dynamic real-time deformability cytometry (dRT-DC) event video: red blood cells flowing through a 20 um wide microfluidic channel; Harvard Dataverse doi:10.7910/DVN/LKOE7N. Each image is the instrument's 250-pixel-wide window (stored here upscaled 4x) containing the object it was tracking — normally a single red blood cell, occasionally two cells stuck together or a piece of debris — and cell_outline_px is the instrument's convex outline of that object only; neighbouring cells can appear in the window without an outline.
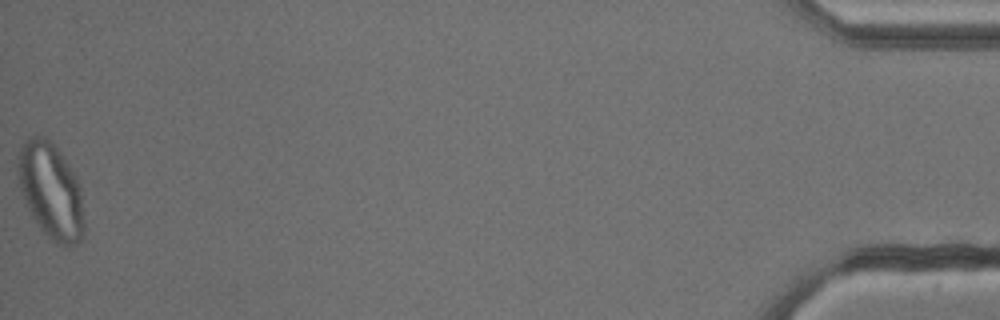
{"species": "common noctule bat (a hibernating species)", "species_latin": "Nyctalus noctula", "temperature_condition": "cold", "stored_images_in_passage": 54, "camera_frame_rate_fps": 3000, "um_per_image_px": 0.085, "animal": {"sex": "male", "body_mass_g": 13.3}, "frame": {"image": 1, "passage_image": 54, "time_ms": 17.667, "image_size_px": [1000, 320], "cell_outline_px": [[84, 236], [80, 240], [68, 248], [56, 244], [40, 228], [32, 216], [20, 192], [16, 168], [20, 148], [28, 136], [44, 136], [52, 140], [64, 156], [76, 176], [80, 184], [84, 224]], "centroid_in_image_um": [4.32, 16.2], "position_along_channel_um": 430.9, "area_um2": 37.57}}